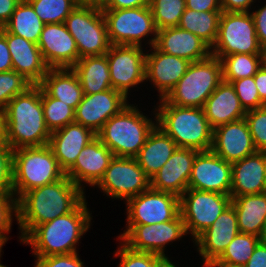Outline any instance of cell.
I'll return each mask as SVG.
<instances>
[{"mask_svg": "<svg viewBox=\"0 0 266 267\" xmlns=\"http://www.w3.org/2000/svg\"><path fill=\"white\" fill-rule=\"evenodd\" d=\"M177 148L174 140L156 125L135 158L144 173L151 179Z\"/></svg>", "mask_w": 266, "mask_h": 267, "instance_id": "obj_29", "label": "cell"}, {"mask_svg": "<svg viewBox=\"0 0 266 267\" xmlns=\"http://www.w3.org/2000/svg\"><path fill=\"white\" fill-rule=\"evenodd\" d=\"M22 0H0V28H3L11 18L12 13Z\"/></svg>", "mask_w": 266, "mask_h": 267, "instance_id": "obj_53", "label": "cell"}, {"mask_svg": "<svg viewBox=\"0 0 266 267\" xmlns=\"http://www.w3.org/2000/svg\"><path fill=\"white\" fill-rule=\"evenodd\" d=\"M222 12H198L185 8L178 27L193 33L212 48L217 40L219 19Z\"/></svg>", "mask_w": 266, "mask_h": 267, "instance_id": "obj_33", "label": "cell"}, {"mask_svg": "<svg viewBox=\"0 0 266 267\" xmlns=\"http://www.w3.org/2000/svg\"><path fill=\"white\" fill-rule=\"evenodd\" d=\"M263 54L250 12H222L211 54L221 59L232 54Z\"/></svg>", "mask_w": 266, "mask_h": 267, "instance_id": "obj_9", "label": "cell"}, {"mask_svg": "<svg viewBox=\"0 0 266 267\" xmlns=\"http://www.w3.org/2000/svg\"><path fill=\"white\" fill-rule=\"evenodd\" d=\"M154 46L163 53L190 62L200 61L211 55V47L206 42L178 26L158 30Z\"/></svg>", "mask_w": 266, "mask_h": 267, "instance_id": "obj_25", "label": "cell"}, {"mask_svg": "<svg viewBox=\"0 0 266 267\" xmlns=\"http://www.w3.org/2000/svg\"><path fill=\"white\" fill-rule=\"evenodd\" d=\"M106 57L112 88L128 98V89L146 80V54L141 46L111 45Z\"/></svg>", "mask_w": 266, "mask_h": 267, "instance_id": "obj_15", "label": "cell"}, {"mask_svg": "<svg viewBox=\"0 0 266 267\" xmlns=\"http://www.w3.org/2000/svg\"><path fill=\"white\" fill-rule=\"evenodd\" d=\"M223 80L231 83L254 76L263 64V54H232L221 59Z\"/></svg>", "mask_w": 266, "mask_h": 267, "instance_id": "obj_35", "label": "cell"}, {"mask_svg": "<svg viewBox=\"0 0 266 267\" xmlns=\"http://www.w3.org/2000/svg\"><path fill=\"white\" fill-rule=\"evenodd\" d=\"M165 267H176L174 263H171V261L165 266Z\"/></svg>", "mask_w": 266, "mask_h": 267, "instance_id": "obj_59", "label": "cell"}, {"mask_svg": "<svg viewBox=\"0 0 266 267\" xmlns=\"http://www.w3.org/2000/svg\"><path fill=\"white\" fill-rule=\"evenodd\" d=\"M156 110V124L169 135L178 148L209 151L213 144V129L203 108L179 107L164 98Z\"/></svg>", "mask_w": 266, "mask_h": 267, "instance_id": "obj_4", "label": "cell"}, {"mask_svg": "<svg viewBox=\"0 0 266 267\" xmlns=\"http://www.w3.org/2000/svg\"><path fill=\"white\" fill-rule=\"evenodd\" d=\"M33 84L14 70L0 72V107L6 108L17 95L26 92Z\"/></svg>", "mask_w": 266, "mask_h": 267, "instance_id": "obj_41", "label": "cell"}, {"mask_svg": "<svg viewBox=\"0 0 266 267\" xmlns=\"http://www.w3.org/2000/svg\"><path fill=\"white\" fill-rule=\"evenodd\" d=\"M186 8L202 11H222L221 0H185Z\"/></svg>", "mask_w": 266, "mask_h": 267, "instance_id": "obj_49", "label": "cell"}, {"mask_svg": "<svg viewBox=\"0 0 266 267\" xmlns=\"http://www.w3.org/2000/svg\"><path fill=\"white\" fill-rule=\"evenodd\" d=\"M13 70L12 58L9 53L6 37L4 36V27L0 28V72Z\"/></svg>", "mask_w": 266, "mask_h": 267, "instance_id": "obj_50", "label": "cell"}, {"mask_svg": "<svg viewBox=\"0 0 266 267\" xmlns=\"http://www.w3.org/2000/svg\"><path fill=\"white\" fill-rule=\"evenodd\" d=\"M115 256H120L119 267H165L169 258L148 252L135 251L124 243L119 247Z\"/></svg>", "mask_w": 266, "mask_h": 267, "instance_id": "obj_40", "label": "cell"}, {"mask_svg": "<svg viewBox=\"0 0 266 267\" xmlns=\"http://www.w3.org/2000/svg\"><path fill=\"white\" fill-rule=\"evenodd\" d=\"M222 81L221 60L211 54L203 60L191 62L184 76L164 99L179 107L203 108Z\"/></svg>", "mask_w": 266, "mask_h": 267, "instance_id": "obj_7", "label": "cell"}, {"mask_svg": "<svg viewBox=\"0 0 266 267\" xmlns=\"http://www.w3.org/2000/svg\"><path fill=\"white\" fill-rule=\"evenodd\" d=\"M203 266H205V267H224L222 265L215 264L214 262L207 263V264H205Z\"/></svg>", "mask_w": 266, "mask_h": 267, "instance_id": "obj_57", "label": "cell"}, {"mask_svg": "<svg viewBox=\"0 0 266 267\" xmlns=\"http://www.w3.org/2000/svg\"><path fill=\"white\" fill-rule=\"evenodd\" d=\"M266 182V152L256 151L232 163L230 196L261 194Z\"/></svg>", "mask_w": 266, "mask_h": 267, "instance_id": "obj_27", "label": "cell"}, {"mask_svg": "<svg viewBox=\"0 0 266 267\" xmlns=\"http://www.w3.org/2000/svg\"><path fill=\"white\" fill-rule=\"evenodd\" d=\"M67 30L75 39L79 59L104 55L111 43L98 1H82L66 18Z\"/></svg>", "mask_w": 266, "mask_h": 267, "instance_id": "obj_8", "label": "cell"}, {"mask_svg": "<svg viewBox=\"0 0 266 267\" xmlns=\"http://www.w3.org/2000/svg\"><path fill=\"white\" fill-rule=\"evenodd\" d=\"M96 134L88 127L72 122L51 133V147L60 168L66 173L76 162L82 149Z\"/></svg>", "mask_w": 266, "mask_h": 267, "instance_id": "obj_26", "label": "cell"}, {"mask_svg": "<svg viewBox=\"0 0 266 267\" xmlns=\"http://www.w3.org/2000/svg\"><path fill=\"white\" fill-rule=\"evenodd\" d=\"M37 45L49 68H72L79 60L75 39L65 23L45 24Z\"/></svg>", "mask_w": 266, "mask_h": 267, "instance_id": "obj_18", "label": "cell"}, {"mask_svg": "<svg viewBox=\"0 0 266 267\" xmlns=\"http://www.w3.org/2000/svg\"><path fill=\"white\" fill-rule=\"evenodd\" d=\"M14 149L5 141L0 143V192L13 193Z\"/></svg>", "mask_w": 266, "mask_h": 267, "instance_id": "obj_45", "label": "cell"}, {"mask_svg": "<svg viewBox=\"0 0 266 267\" xmlns=\"http://www.w3.org/2000/svg\"><path fill=\"white\" fill-rule=\"evenodd\" d=\"M17 212V199L14 193L0 192V246H3L8 240L5 233L11 229L13 214L17 220Z\"/></svg>", "mask_w": 266, "mask_h": 267, "instance_id": "obj_44", "label": "cell"}, {"mask_svg": "<svg viewBox=\"0 0 266 267\" xmlns=\"http://www.w3.org/2000/svg\"><path fill=\"white\" fill-rule=\"evenodd\" d=\"M41 103L45 124L50 133L75 122V109L61 100L50 97L42 88Z\"/></svg>", "mask_w": 266, "mask_h": 267, "instance_id": "obj_37", "label": "cell"}, {"mask_svg": "<svg viewBox=\"0 0 266 267\" xmlns=\"http://www.w3.org/2000/svg\"><path fill=\"white\" fill-rule=\"evenodd\" d=\"M111 45L141 46L142 38L154 34L151 47L157 38V28L149 6L125 9H101Z\"/></svg>", "mask_w": 266, "mask_h": 267, "instance_id": "obj_10", "label": "cell"}, {"mask_svg": "<svg viewBox=\"0 0 266 267\" xmlns=\"http://www.w3.org/2000/svg\"><path fill=\"white\" fill-rule=\"evenodd\" d=\"M240 233L260 236L266 222V194H251L233 197Z\"/></svg>", "mask_w": 266, "mask_h": 267, "instance_id": "obj_31", "label": "cell"}, {"mask_svg": "<svg viewBox=\"0 0 266 267\" xmlns=\"http://www.w3.org/2000/svg\"><path fill=\"white\" fill-rule=\"evenodd\" d=\"M126 105L127 98L111 88L94 94H84L75 109V122L90 128L97 134L104 123L118 114Z\"/></svg>", "mask_w": 266, "mask_h": 267, "instance_id": "obj_17", "label": "cell"}, {"mask_svg": "<svg viewBox=\"0 0 266 267\" xmlns=\"http://www.w3.org/2000/svg\"><path fill=\"white\" fill-rule=\"evenodd\" d=\"M6 118L5 109L0 107V143L5 142Z\"/></svg>", "mask_w": 266, "mask_h": 267, "instance_id": "obj_55", "label": "cell"}, {"mask_svg": "<svg viewBox=\"0 0 266 267\" xmlns=\"http://www.w3.org/2000/svg\"><path fill=\"white\" fill-rule=\"evenodd\" d=\"M36 258V267H84L77 252Z\"/></svg>", "mask_w": 266, "mask_h": 267, "instance_id": "obj_46", "label": "cell"}, {"mask_svg": "<svg viewBox=\"0 0 266 267\" xmlns=\"http://www.w3.org/2000/svg\"><path fill=\"white\" fill-rule=\"evenodd\" d=\"M237 97L243 108L248 111L265 106L259 97V92L254 82V76L232 81Z\"/></svg>", "mask_w": 266, "mask_h": 267, "instance_id": "obj_43", "label": "cell"}, {"mask_svg": "<svg viewBox=\"0 0 266 267\" xmlns=\"http://www.w3.org/2000/svg\"><path fill=\"white\" fill-rule=\"evenodd\" d=\"M72 69L84 94L100 93L112 88L106 54L81 58Z\"/></svg>", "mask_w": 266, "mask_h": 267, "instance_id": "obj_32", "label": "cell"}, {"mask_svg": "<svg viewBox=\"0 0 266 267\" xmlns=\"http://www.w3.org/2000/svg\"><path fill=\"white\" fill-rule=\"evenodd\" d=\"M211 150L229 163L255 153L257 150L245 118L215 128Z\"/></svg>", "mask_w": 266, "mask_h": 267, "instance_id": "obj_19", "label": "cell"}, {"mask_svg": "<svg viewBox=\"0 0 266 267\" xmlns=\"http://www.w3.org/2000/svg\"><path fill=\"white\" fill-rule=\"evenodd\" d=\"M263 64L266 65V46L263 48Z\"/></svg>", "mask_w": 266, "mask_h": 267, "instance_id": "obj_58", "label": "cell"}, {"mask_svg": "<svg viewBox=\"0 0 266 267\" xmlns=\"http://www.w3.org/2000/svg\"><path fill=\"white\" fill-rule=\"evenodd\" d=\"M84 199L72 212L37 225L23 240L36 257L76 253V244L90 227L91 214Z\"/></svg>", "mask_w": 266, "mask_h": 267, "instance_id": "obj_3", "label": "cell"}, {"mask_svg": "<svg viewBox=\"0 0 266 267\" xmlns=\"http://www.w3.org/2000/svg\"><path fill=\"white\" fill-rule=\"evenodd\" d=\"M4 36L11 54L13 70L23 75L33 85H39L49 67L44 62L38 45L9 33L5 28Z\"/></svg>", "mask_w": 266, "mask_h": 267, "instance_id": "obj_23", "label": "cell"}, {"mask_svg": "<svg viewBox=\"0 0 266 267\" xmlns=\"http://www.w3.org/2000/svg\"><path fill=\"white\" fill-rule=\"evenodd\" d=\"M254 0H221L223 12H249Z\"/></svg>", "mask_w": 266, "mask_h": 267, "instance_id": "obj_52", "label": "cell"}, {"mask_svg": "<svg viewBox=\"0 0 266 267\" xmlns=\"http://www.w3.org/2000/svg\"><path fill=\"white\" fill-rule=\"evenodd\" d=\"M254 82L259 92L260 101L266 105V65L262 64L257 70L254 75Z\"/></svg>", "mask_w": 266, "mask_h": 267, "instance_id": "obj_54", "label": "cell"}, {"mask_svg": "<svg viewBox=\"0 0 266 267\" xmlns=\"http://www.w3.org/2000/svg\"><path fill=\"white\" fill-rule=\"evenodd\" d=\"M263 193L266 194V182H265V188H264V192Z\"/></svg>", "mask_w": 266, "mask_h": 267, "instance_id": "obj_61", "label": "cell"}, {"mask_svg": "<svg viewBox=\"0 0 266 267\" xmlns=\"http://www.w3.org/2000/svg\"><path fill=\"white\" fill-rule=\"evenodd\" d=\"M149 7L157 30L176 27L185 11V0H150Z\"/></svg>", "mask_w": 266, "mask_h": 267, "instance_id": "obj_39", "label": "cell"}, {"mask_svg": "<svg viewBox=\"0 0 266 267\" xmlns=\"http://www.w3.org/2000/svg\"><path fill=\"white\" fill-rule=\"evenodd\" d=\"M259 242L257 235L238 233L214 263L224 267H243Z\"/></svg>", "mask_w": 266, "mask_h": 267, "instance_id": "obj_36", "label": "cell"}, {"mask_svg": "<svg viewBox=\"0 0 266 267\" xmlns=\"http://www.w3.org/2000/svg\"><path fill=\"white\" fill-rule=\"evenodd\" d=\"M44 25L32 5L27 0H22L4 28L9 33L38 44Z\"/></svg>", "mask_w": 266, "mask_h": 267, "instance_id": "obj_34", "label": "cell"}, {"mask_svg": "<svg viewBox=\"0 0 266 267\" xmlns=\"http://www.w3.org/2000/svg\"><path fill=\"white\" fill-rule=\"evenodd\" d=\"M5 118V141L14 150L49 144L51 133L45 124L39 85L15 96L5 108Z\"/></svg>", "mask_w": 266, "mask_h": 267, "instance_id": "obj_2", "label": "cell"}, {"mask_svg": "<svg viewBox=\"0 0 266 267\" xmlns=\"http://www.w3.org/2000/svg\"><path fill=\"white\" fill-rule=\"evenodd\" d=\"M118 238L129 248L165 256V245L187 234L181 214L175 219L150 225H128Z\"/></svg>", "mask_w": 266, "mask_h": 267, "instance_id": "obj_13", "label": "cell"}, {"mask_svg": "<svg viewBox=\"0 0 266 267\" xmlns=\"http://www.w3.org/2000/svg\"><path fill=\"white\" fill-rule=\"evenodd\" d=\"M156 125L135 106L128 104L106 121L96 136L114 156L135 158Z\"/></svg>", "mask_w": 266, "mask_h": 267, "instance_id": "obj_5", "label": "cell"}, {"mask_svg": "<svg viewBox=\"0 0 266 267\" xmlns=\"http://www.w3.org/2000/svg\"><path fill=\"white\" fill-rule=\"evenodd\" d=\"M198 150L177 148L168 161L150 179V188L180 197L188 188Z\"/></svg>", "mask_w": 266, "mask_h": 267, "instance_id": "obj_20", "label": "cell"}, {"mask_svg": "<svg viewBox=\"0 0 266 267\" xmlns=\"http://www.w3.org/2000/svg\"><path fill=\"white\" fill-rule=\"evenodd\" d=\"M230 205V195L187 188L180 196V214L187 234L190 232L195 240Z\"/></svg>", "mask_w": 266, "mask_h": 267, "instance_id": "obj_11", "label": "cell"}, {"mask_svg": "<svg viewBox=\"0 0 266 267\" xmlns=\"http://www.w3.org/2000/svg\"><path fill=\"white\" fill-rule=\"evenodd\" d=\"M232 184V163L226 162L212 150L196 154L189 189L217 192L230 195Z\"/></svg>", "mask_w": 266, "mask_h": 267, "instance_id": "obj_16", "label": "cell"}, {"mask_svg": "<svg viewBox=\"0 0 266 267\" xmlns=\"http://www.w3.org/2000/svg\"><path fill=\"white\" fill-rule=\"evenodd\" d=\"M240 233L237 214L232 205L227 207L216 221L194 241L204 264L215 262L235 236Z\"/></svg>", "mask_w": 266, "mask_h": 267, "instance_id": "obj_21", "label": "cell"}, {"mask_svg": "<svg viewBox=\"0 0 266 267\" xmlns=\"http://www.w3.org/2000/svg\"><path fill=\"white\" fill-rule=\"evenodd\" d=\"M203 110L213 130L244 118L247 112L241 105L233 85L224 80L205 101Z\"/></svg>", "mask_w": 266, "mask_h": 267, "instance_id": "obj_28", "label": "cell"}, {"mask_svg": "<svg viewBox=\"0 0 266 267\" xmlns=\"http://www.w3.org/2000/svg\"><path fill=\"white\" fill-rule=\"evenodd\" d=\"M1 249H2V246H0V255H1V251H2ZM0 267H6V266L0 264Z\"/></svg>", "mask_w": 266, "mask_h": 267, "instance_id": "obj_60", "label": "cell"}, {"mask_svg": "<svg viewBox=\"0 0 266 267\" xmlns=\"http://www.w3.org/2000/svg\"><path fill=\"white\" fill-rule=\"evenodd\" d=\"M151 54H146L145 79L153 82L160 98H165L184 76L190 61L159 51L154 45Z\"/></svg>", "mask_w": 266, "mask_h": 267, "instance_id": "obj_24", "label": "cell"}, {"mask_svg": "<svg viewBox=\"0 0 266 267\" xmlns=\"http://www.w3.org/2000/svg\"><path fill=\"white\" fill-rule=\"evenodd\" d=\"M96 186L108 196L127 202L150 188V178L136 158L114 156Z\"/></svg>", "mask_w": 266, "mask_h": 267, "instance_id": "obj_12", "label": "cell"}, {"mask_svg": "<svg viewBox=\"0 0 266 267\" xmlns=\"http://www.w3.org/2000/svg\"><path fill=\"white\" fill-rule=\"evenodd\" d=\"M113 158L114 154L96 136L82 149L75 164L65 175L84 190L81 183L95 186Z\"/></svg>", "mask_w": 266, "mask_h": 267, "instance_id": "obj_22", "label": "cell"}, {"mask_svg": "<svg viewBox=\"0 0 266 267\" xmlns=\"http://www.w3.org/2000/svg\"><path fill=\"white\" fill-rule=\"evenodd\" d=\"M101 9H125L149 6L150 0H98Z\"/></svg>", "mask_w": 266, "mask_h": 267, "instance_id": "obj_47", "label": "cell"}, {"mask_svg": "<svg viewBox=\"0 0 266 267\" xmlns=\"http://www.w3.org/2000/svg\"><path fill=\"white\" fill-rule=\"evenodd\" d=\"M39 86L50 96L76 109L84 93L72 68H49Z\"/></svg>", "mask_w": 266, "mask_h": 267, "instance_id": "obj_30", "label": "cell"}, {"mask_svg": "<svg viewBox=\"0 0 266 267\" xmlns=\"http://www.w3.org/2000/svg\"><path fill=\"white\" fill-rule=\"evenodd\" d=\"M259 239L261 243L266 245V222H265V225L263 226Z\"/></svg>", "mask_w": 266, "mask_h": 267, "instance_id": "obj_56", "label": "cell"}, {"mask_svg": "<svg viewBox=\"0 0 266 267\" xmlns=\"http://www.w3.org/2000/svg\"><path fill=\"white\" fill-rule=\"evenodd\" d=\"M44 24L65 23L67 16L83 0H27Z\"/></svg>", "mask_w": 266, "mask_h": 267, "instance_id": "obj_38", "label": "cell"}, {"mask_svg": "<svg viewBox=\"0 0 266 267\" xmlns=\"http://www.w3.org/2000/svg\"><path fill=\"white\" fill-rule=\"evenodd\" d=\"M251 14L254 19L259 44L264 48L266 46V5Z\"/></svg>", "mask_w": 266, "mask_h": 267, "instance_id": "obj_48", "label": "cell"}, {"mask_svg": "<svg viewBox=\"0 0 266 267\" xmlns=\"http://www.w3.org/2000/svg\"><path fill=\"white\" fill-rule=\"evenodd\" d=\"M244 118L256 150L266 152V105L248 110Z\"/></svg>", "mask_w": 266, "mask_h": 267, "instance_id": "obj_42", "label": "cell"}, {"mask_svg": "<svg viewBox=\"0 0 266 267\" xmlns=\"http://www.w3.org/2000/svg\"><path fill=\"white\" fill-rule=\"evenodd\" d=\"M243 267H266V245L259 242Z\"/></svg>", "mask_w": 266, "mask_h": 267, "instance_id": "obj_51", "label": "cell"}, {"mask_svg": "<svg viewBox=\"0 0 266 267\" xmlns=\"http://www.w3.org/2000/svg\"><path fill=\"white\" fill-rule=\"evenodd\" d=\"M128 225L167 222L180 214V197L149 188L127 202Z\"/></svg>", "mask_w": 266, "mask_h": 267, "instance_id": "obj_14", "label": "cell"}, {"mask_svg": "<svg viewBox=\"0 0 266 267\" xmlns=\"http://www.w3.org/2000/svg\"><path fill=\"white\" fill-rule=\"evenodd\" d=\"M65 176L49 145L23 147L13 153V193L18 200L25 192L54 183Z\"/></svg>", "mask_w": 266, "mask_h": 267, "instance_id": "obj_6", "label": "cell"}, {"mask_svg": "<svg viewBox=\"0 0 266 267\" xmlns=\"http://www.w3.org/2000/svg\"><path fill=\"white\" fill-rule=\"evenodd\" d=\"M85 199L84 191L66 175L51 184L33 188L17 200L21 241L37 226L72 212Z\"/></svg>", "mask_w": 266, "mask_h": 267, "instance_id": "obj_1", "label": "cell"}]
</instances>
